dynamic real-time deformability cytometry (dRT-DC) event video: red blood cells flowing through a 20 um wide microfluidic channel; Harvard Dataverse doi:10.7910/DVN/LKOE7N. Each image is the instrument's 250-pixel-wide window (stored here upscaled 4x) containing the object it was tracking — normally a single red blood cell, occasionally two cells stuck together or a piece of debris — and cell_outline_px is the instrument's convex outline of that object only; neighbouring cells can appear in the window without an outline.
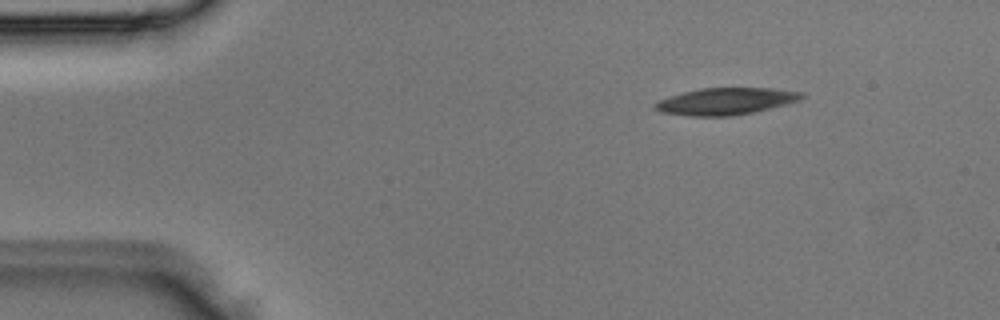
{"species": "Egyptian fruit bat (a non-hibernating species)", "species_latin": "Rousettus aegyptiacus", "temperature_condition": "room temperature", "stored_images_in_passage": 2, "camera_frame_rate_fps": 3000, "um_per_image_px": 0.085, "animal": {"sex": "male"}, "frame": {"image": 1, "passage_image": 1, "time_ms": 0.0, "image_size_px": [1000, 320], "cell_outline_px": [[804, 96], [800, 100], [752, 112], [732, 116], [688, 116], [660, 112], [652, 108], [652, 104], [668, 96], [700, 88], [772, 88], [804, 92]], "centroid_in_image_um": [61.63, 8.61], "position_along_channel_um": 23.4, "area_um2": 22.95}}